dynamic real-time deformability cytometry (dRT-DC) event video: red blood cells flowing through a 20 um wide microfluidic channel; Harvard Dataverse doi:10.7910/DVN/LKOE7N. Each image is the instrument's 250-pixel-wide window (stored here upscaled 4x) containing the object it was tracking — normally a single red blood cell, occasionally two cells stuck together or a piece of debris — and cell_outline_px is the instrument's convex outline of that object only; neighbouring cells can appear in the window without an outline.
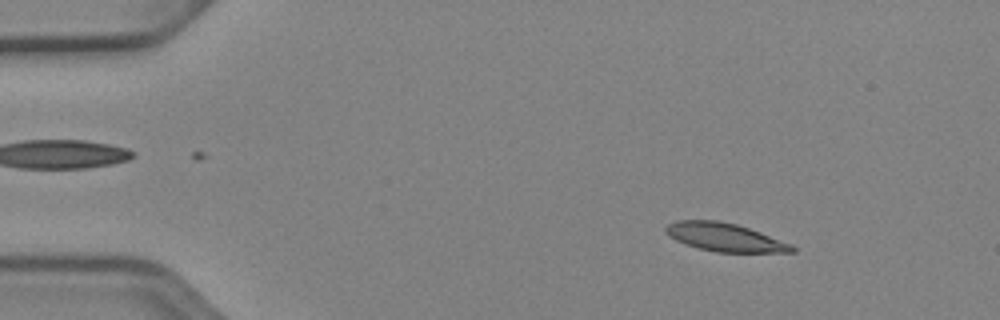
{"species": "Egyptian fruit bat (a non-hibernating species)", "species_latin": "Rousettus aegyptiacus", "temperature_condition": "cold", "stored_images_in_passage": 52, "camera_frame_rate_fps": 3000, "um_per_image_px": 0.085, "animal": {"sex": "female"}, "frame": {"image": 1, "passage_image": 7, "time_ms": 2.0, "image_size_px": [1000, 320], "cell_outline_px": [[796, 252], [716, 252], [684, 244], [668, 236], [664, 232], [664, 228], [668, 224], [676, 220], [720, 220], [736, 224], [760, 232], [792, 244], [796, 248]], "centroid_in_image_um": [61.58, 20.16], "position_along_channel_um": 23.4, "area_um2": 20.87}}
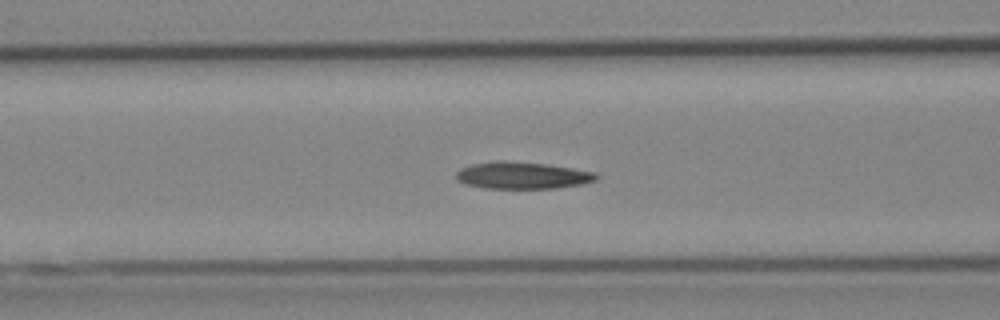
{"frame": {"image": 2, "passage_image": 21, "time_ms": 6.667, "image_size_px": [1000, 320], "cell_outline_px": [[600, 176], [596, 180], [580, 184], [556, 188], [484, 188], [464, 184], [456, 180], [456, 172], [460, 168], [472, 164], [496, 160], [508, 160], [548, 164], [596, 172]], "centroid_in_image_um": [44.37, 14.9], "position_along_channel_um": 122.2, "area_um2": 22.25}}
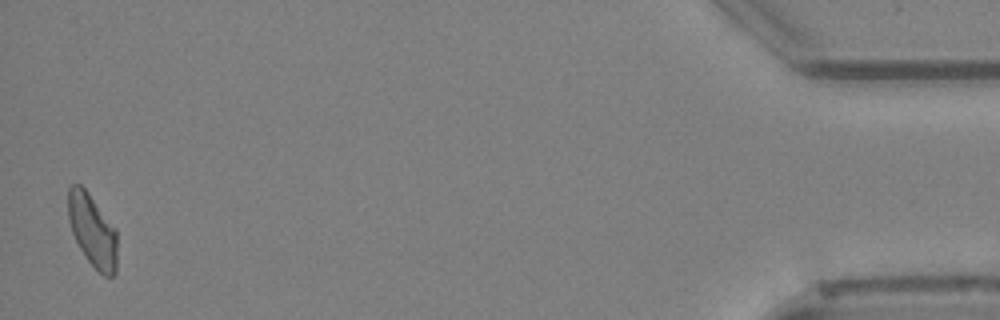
{"frame": {"image": 3, "passage_image": 51, "time_ms": 16.667, "image_size_px": [1000, 320], "cell_outline_px": [[116, 272], [112, 276], [104, 276], [88, 260], [80, 248], [72, 232], [68, 220], [68, 188], [72, 184], [80, 184], [88, 192], [116, 228]], "centroid_in_image_um": [7.85, 19.56], "position_along_channel_um": 427.4, "area_um2": 20.58}, "authors_computed_cell_mechanics": {"area_um2": 21.2993, "velocity_mm_per_s": 3.9269, "shape_relaxation_time_tau1_ms": 6.4482, "shape_relaxation_time_tau2_ms": 5.7115, "deformation_change_tau1": 0.1639, "deformation_change_tau2": 0.1434}}